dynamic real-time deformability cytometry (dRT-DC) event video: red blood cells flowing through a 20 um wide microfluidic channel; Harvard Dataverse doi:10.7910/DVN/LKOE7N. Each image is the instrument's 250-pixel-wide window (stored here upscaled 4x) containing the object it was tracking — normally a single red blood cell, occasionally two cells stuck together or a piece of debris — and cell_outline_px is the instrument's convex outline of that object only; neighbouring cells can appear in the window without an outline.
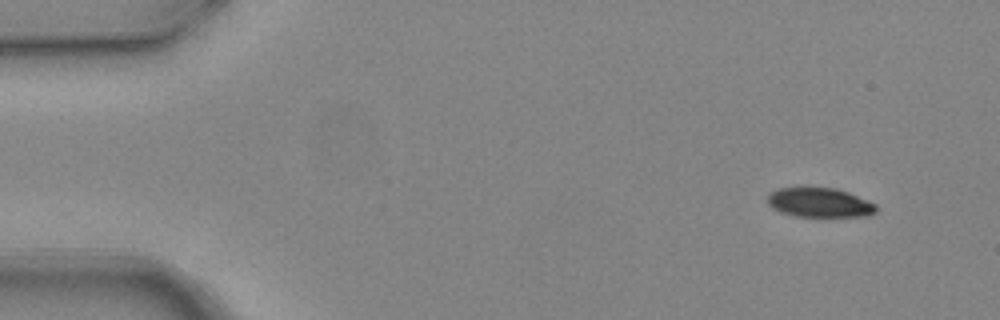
{"species": "common noctule bat (a hibernating species)", "species_latin": "Nyctalus noctula", "temperature_condition": "warm", "stored_images_in_passage": 4, "camera_frame_rate_fps": 3000, "um_per_image_px": 0.085, "animal": {"sex": "female", "body_mass_g": 24.6, "forearm_length_mm": 56.2}, "frame": {"image": 1, "passage_image": 1, "time_ms": 0.0, "image_size_px": [1000, 320], "cell_outline_px": [[876, 212], [868, 216], [796, 216], [780, 212], [772, 208], [768, 204], [768, 196], [772, 192], [780, 188], [804, 184], [836, 188], [848, 192], [868, 200], [876, 204]], "centroid_in_image_um": [69.64, 17.17], "position_along_channel_um": 15.4, "area_um2": 19.25}}
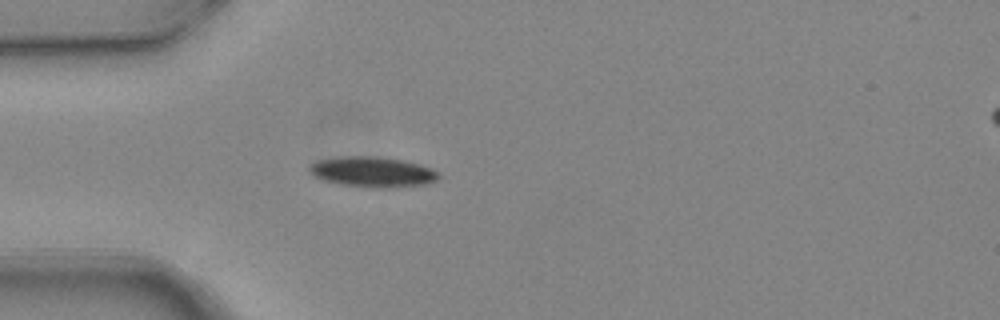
{"frame": {"image": 2, "passage_image": 4, "time_ms": 1.0, "image_size_px": [1000, 320], "cell_outline_px": [[440, 176], [436, 180], [428, 184], [384, 188], [372, 188], [340, 184], [324, 180], [312, 176], [308, 172], [308, 164], [316, 160], [340, 156], [368, 156], [404, 160], [420, 164], [432, 168], [440, 172]], "centroid_in_image_um": [31.64, 14.61], "position_along_channel_um": 53.4, "area_um2": 23.24}}